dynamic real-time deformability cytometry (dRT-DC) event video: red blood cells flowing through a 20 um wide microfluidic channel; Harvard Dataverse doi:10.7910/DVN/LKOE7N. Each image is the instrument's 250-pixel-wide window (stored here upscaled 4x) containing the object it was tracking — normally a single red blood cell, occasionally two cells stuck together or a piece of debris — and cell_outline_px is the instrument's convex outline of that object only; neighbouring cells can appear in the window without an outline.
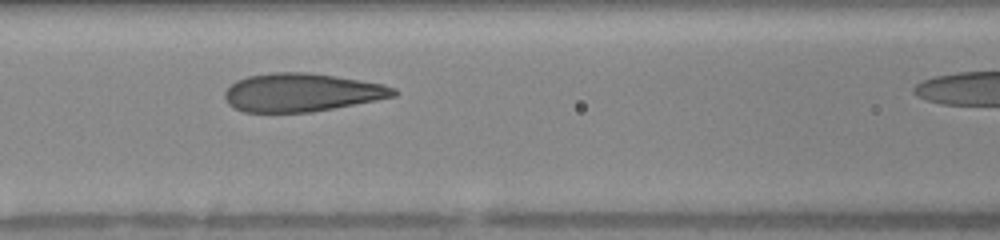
{"species": "human", "species_latin": "Homo sapiens", "temperature_condition": "warm", "stored_images_in_passage": 13, "camera_frame_rate_fps": 3000, "um_per_image_px": 0.085, "donor": {"sex": "female"}, "frame": {"image": 1, "passage_image": 6, "time_ms": 2.333, "image_size_px": [1000, 240], "cell_outline_px": [[396, 96], [376, 100], [312, 112], [244, 112], [228, 104], [224, 96], [224, 92], [236, 80], [248, 76], [272, 72], [304, 72], [332, 76], [380, 84], [396, 88]], "centroid_in_image_um": [25.59, 7.86], "position_along_channel_um": 141.0, "area_um2": 37.22}}